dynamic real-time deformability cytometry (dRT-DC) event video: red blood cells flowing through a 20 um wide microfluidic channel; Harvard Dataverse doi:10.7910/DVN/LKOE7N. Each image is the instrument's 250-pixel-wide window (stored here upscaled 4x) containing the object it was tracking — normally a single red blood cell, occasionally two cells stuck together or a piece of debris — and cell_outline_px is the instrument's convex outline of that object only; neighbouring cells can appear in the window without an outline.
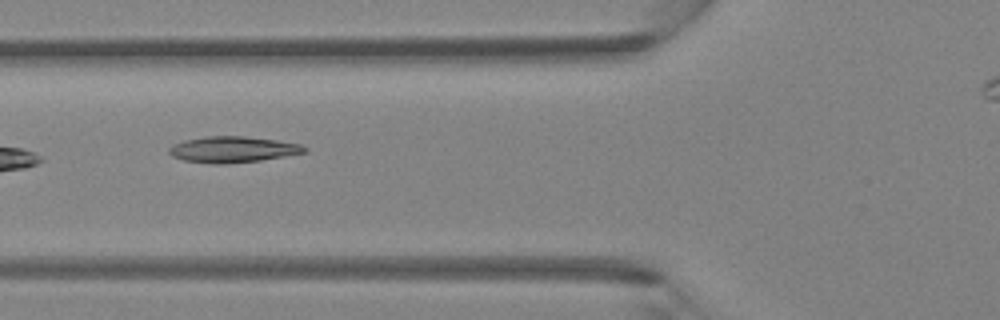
{"species": "Egyptian fruit bat (a non-hibernating species)", "species_latin": "Rousettus aegyptiacus", "temperature_condition": "room temperature", "stored_images_in_passage": 6, "camera_frame_rate_fps": 3000, "um_per_image_px": 0.085, "animal": {"sex": "female"}, "frame": {"image": 1, "passage_image": 5, "time_ms": 1.333, "image_size_px": [1000, 320], "cell_outline_px": [[308, 152], [260, 160], [228, 164], [212, 164], [184, 160], [172, 156], [168, 152], [168, 148], [172, 144], [184, 140], [208, 136], [244, 136], [276, 140], [300, 144], [308, 148]], "centroid_in_image_um": [19.77, 12.7], "position_along_channel_um": 106.0, "area_um2": 20.63}}
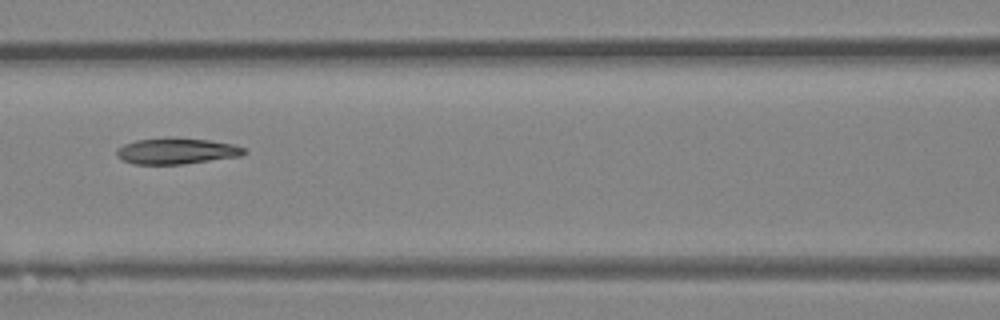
{"frame": {"image": 2, "passage_image": 6, "time_ms": 1.667, "image_size_px": [1000, 320], "cell_outline_px": [[248, 152], [240, 156], [184, 164], [132, 164], [116, 156], [116, 148], [124, 144], [136, 140], [208, 140], [232, 144], [244, 148]], "centroid_in_image_um": [15.0, 12.88], "position_along_channel_um": 151.6, "area_um2": 18.55}}